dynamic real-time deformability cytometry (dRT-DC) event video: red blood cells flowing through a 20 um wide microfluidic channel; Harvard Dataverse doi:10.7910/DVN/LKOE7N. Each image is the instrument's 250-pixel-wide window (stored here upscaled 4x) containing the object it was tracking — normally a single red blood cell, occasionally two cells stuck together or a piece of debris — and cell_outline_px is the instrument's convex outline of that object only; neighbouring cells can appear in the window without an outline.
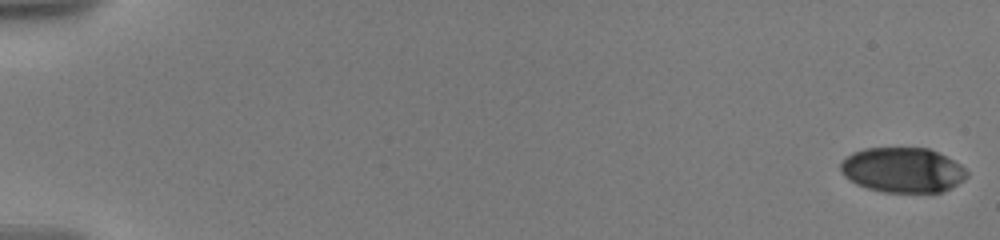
{"species": "human", "species_latin": "Homo sapiens", "temperature_condition": "warm", "stored_images_in_passage": 60, "camera_frame_rate_fps": 3000, "um_per_image_px": 0.085, "donor": {"sex": "male"}, "frame": {"image": 1, "passage_image": 1, "time_ms": 0.0, "image_size_px": [1000, 240], "cell_outline_px": [[968, 176], [964, 180], [944, 192], [884, 192], [868, 188], [856, 184], [844, 176], [840, 172], [840, 164], [852, 152], [864, 148], [928, 148], [960, 164], [968, 172]], "centroid_in_image_um": [76.72, 14.46], "position_along_channel_um": 8.3, "area_um2": 33.06}}
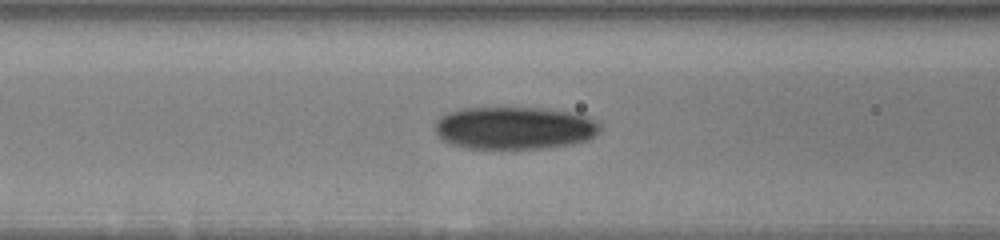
{"frame": {"image": 2, "passage_image": 30, "time_ms": 8.333, "image_size_px": [1000, 240], "cell_outline_px": [[600, 128], [588, 140], [572, 144], [548, 148], [468, 148], [452, 144], [444, 140], [436, 132], [436, 120], [440, 116], [448, 112], [464, 108], [536, 108], [572, 112], [584, 116], [600, 124]], "centroid_in_image_um": [43.71, 10.88], "position_along_channel_um": 122.9, "area_um2": 40.58}}
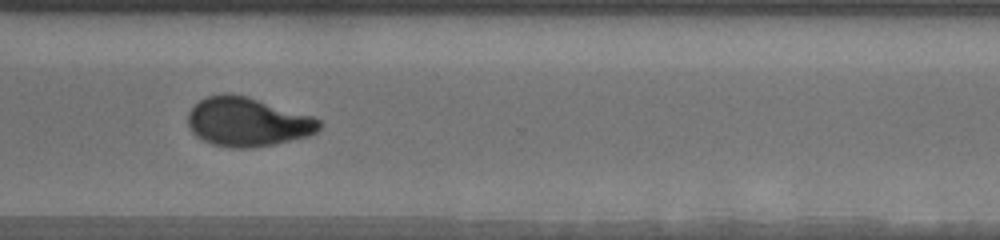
{"frame": {"image": 3, "passage_image": 59, "time_ms": 14.667, "image_size_px": [1000, 240], "cell_outline_px": [[320, 128], [316, 132], [308, 136], [272, 144], [248, 148], [232, 148], [212, 144], [196, 136], [192, 132], [188, 124], [188, 112], [200, 100], [208, 96], [220, 92], [224, 92], [248, 96], [312, 116], [320, 120]], "centroid_in_image_um": [21.01, 10.35], "position_along_channel_um": 349.6, "area_um2": 37.4}}